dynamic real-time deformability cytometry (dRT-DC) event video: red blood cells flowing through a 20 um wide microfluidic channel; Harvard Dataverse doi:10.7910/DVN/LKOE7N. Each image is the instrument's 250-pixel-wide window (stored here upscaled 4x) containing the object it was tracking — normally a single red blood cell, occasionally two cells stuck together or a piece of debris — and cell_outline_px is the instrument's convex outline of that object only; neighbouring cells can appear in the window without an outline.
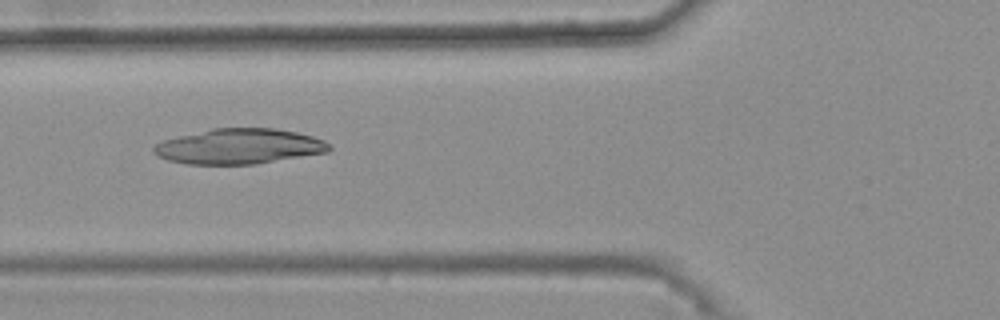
{"species": "common noctule bat (a hibernating species)", "species_latin": "Nyctalus noctula", "temperature_condition": "warm", "stored_images_in_passage": 48, "camera_frame_rate_fps": 3000, "um_per_image_px": 0.085, "animal": {"sex": "female", "body_mass_g": 25.1}, "frame": {"image": 1, "passage_image": 20, "time_ms": 6.333, "image_size_px": [1000, 320], "cell_outline_px": [[332, 148], [328, 152], [256, 164], [188, 164], [168, 160], [156, 156], [152, 152], [152, 148], [156, 144], [164, 140], [212, 128], [272, 128], [296, 132], [312, 136], [324, 140]], "centroid_in_image_um": [20.32, 12.44], "position_along_channel_um": 105.5, "area_um2": 35.95}}
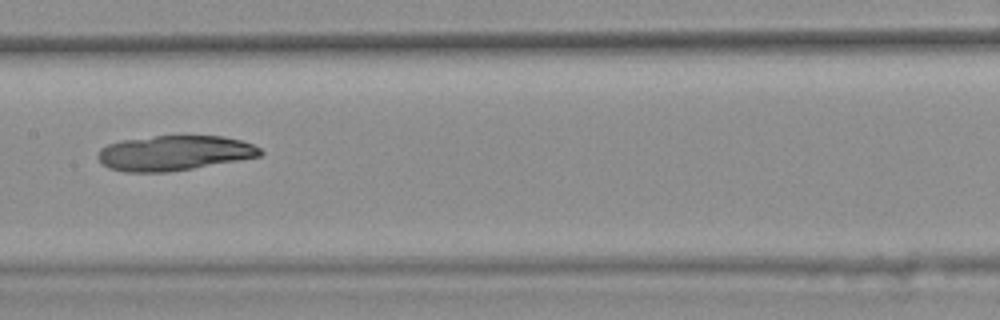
{"frame": {"image": 2, "passage_image": 27, "time_ms": 8.667, "image_size_px": [1000, 320], "cell_outline_px": [[264, 152], [260, 156], [192, 168], [168, 172], [124, 172], [108, 168], [96, 156], [100, 148], [108, 144], [120, 140], [152, 136], [224, 136], [240, 140], [252, 144], [260, 148]], "centroid_in_image_um": [14.77, 13.0], "position_along_channel_um": 192.6, "area_um2": 33.06}}
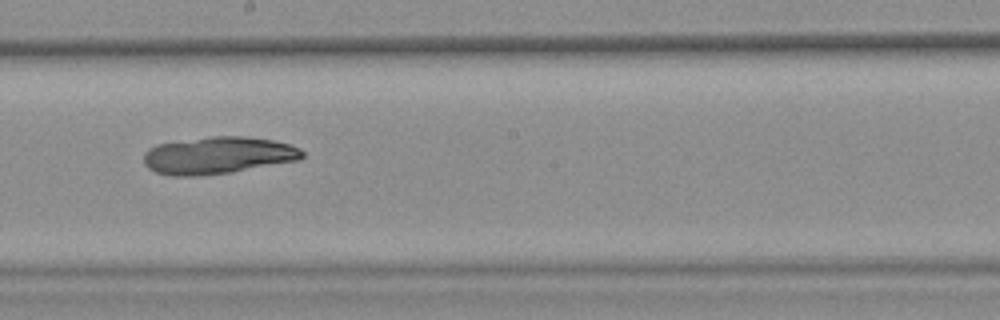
{"frame": {"image": 3, "passage_image": 30, "time_ms": 9.667, "image_size_px": [1000, 320], "cell_outline_px": [[304, 156], [300, 160], [232, 172], [196, 176], [168, 176], [156, 172], [148, 168], [144, 164], [144, 152], [148, 148], [156, 144], [212, 136], [244, 136], [272, 140], [288, 144], [300, 148], [304, 152]], "centroid_in_image_um": [18.51, 13.21], "position_along_channel_um": 229.7, "area_um2": 34.51}}